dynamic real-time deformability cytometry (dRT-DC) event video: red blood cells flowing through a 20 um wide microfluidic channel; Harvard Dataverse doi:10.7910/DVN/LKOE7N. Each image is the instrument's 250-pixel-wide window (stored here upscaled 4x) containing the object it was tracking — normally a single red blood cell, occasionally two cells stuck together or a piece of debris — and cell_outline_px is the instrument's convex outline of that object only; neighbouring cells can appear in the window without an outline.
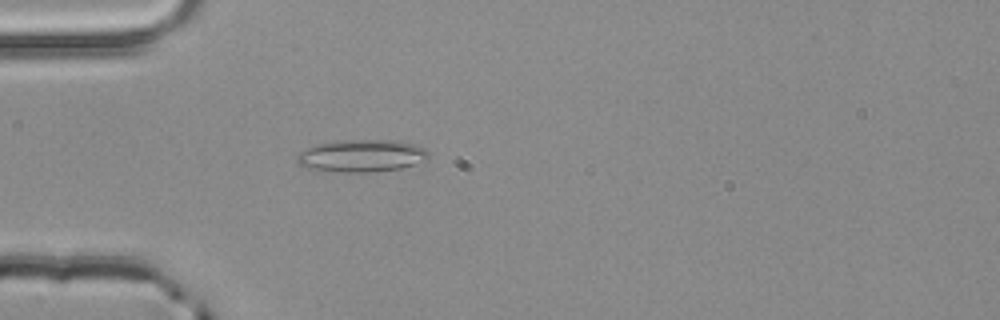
{"species": "common noctule bat (a hibernating species)", "species_latin": "Nyctalus noctula", "temperature_condition": "room temperature", "stored_images_in_passage": 2, "camera_frame_rate_fps": 3000, "um_per_image_px": 0.085, "animal": {"sex": "male", "body_mass_g": 20.4}, "frame": {"image": 1, "passage_image": 2, "time_ms": 0.333, "image_size_px": [1000, 320], "cell_outline_px": [[428, 160], [400, 168], [372, 172], [316, 172], [300, 164], [296, 160], [296, 156], [300, 152], [316, 144], [340, 140], [400, 140], [416, 144], [424, 148], [428, 152]], "centroid_in_image_um": [30.72, 13.25], "position_along_channel_um": 54.3, "area_um2": 25.2}}